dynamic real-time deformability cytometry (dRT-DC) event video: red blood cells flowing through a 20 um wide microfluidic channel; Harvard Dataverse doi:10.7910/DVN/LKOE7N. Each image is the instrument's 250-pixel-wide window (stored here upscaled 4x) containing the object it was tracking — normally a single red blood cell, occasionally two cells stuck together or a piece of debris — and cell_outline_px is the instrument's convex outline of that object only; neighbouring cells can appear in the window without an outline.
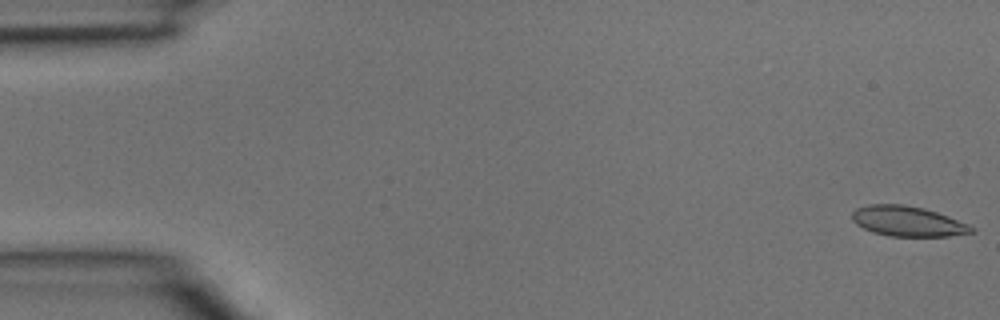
{"species": "common noctule bat (a hibernating species)", "species_latin": "Nyctalus noctula", "temperature_condition": "room temperature", "stored_images_in_passage": 4, "camera_frame_rate_fps": 3000, "um_per_image_px": 0.085, "animal": {"sex": "male", "body_mass_g": 15.6}, "frame": {"image": 1, "passage_image": 1, "time_ms": 0.0, "image_size_px": [1000, 320], "cell_outline_px": [[976, 232], [948, 236], [888, 236], [872, 232], [856, 224], [852, 220], [852, 212], [856, 208], [868, 204], [904, 204], [924, 208], [948, 216], [968, 224], [976, 228]], "centroid_in_image_um": [77.15, 18.8], "position_along_channel_um": 7.8, "area_um2": 21.1}}
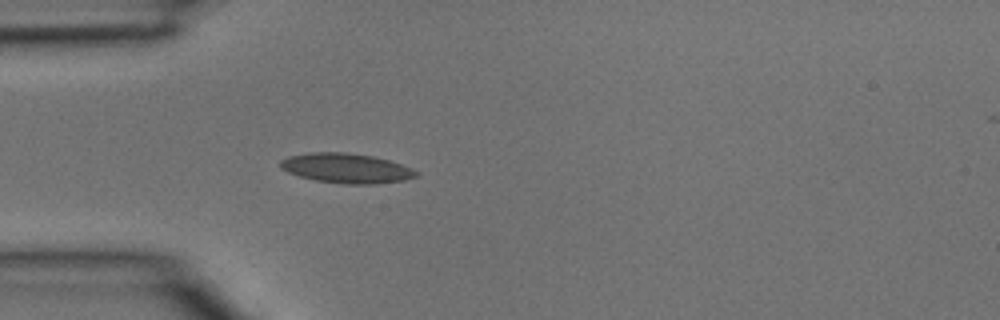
{"frame": {"image": 2, "passage_image": 4, "time_ms": 1.0, "image_size_px": [1000, 320], "cell_outline_px": [[420, 176], [404, 180], [376, 184], [344, 184], [316, 180], [300, 176], [288, 172], [280, 168], [280, 160], [288, 156], [312, 152], [344, 152], [372, 156], [388, 160], [412, 168], [420, 172]], "centroid_in_image_um": [29.46, 14.3], "position_along_channel_um": 55.5, "area_um2": 23.58}}